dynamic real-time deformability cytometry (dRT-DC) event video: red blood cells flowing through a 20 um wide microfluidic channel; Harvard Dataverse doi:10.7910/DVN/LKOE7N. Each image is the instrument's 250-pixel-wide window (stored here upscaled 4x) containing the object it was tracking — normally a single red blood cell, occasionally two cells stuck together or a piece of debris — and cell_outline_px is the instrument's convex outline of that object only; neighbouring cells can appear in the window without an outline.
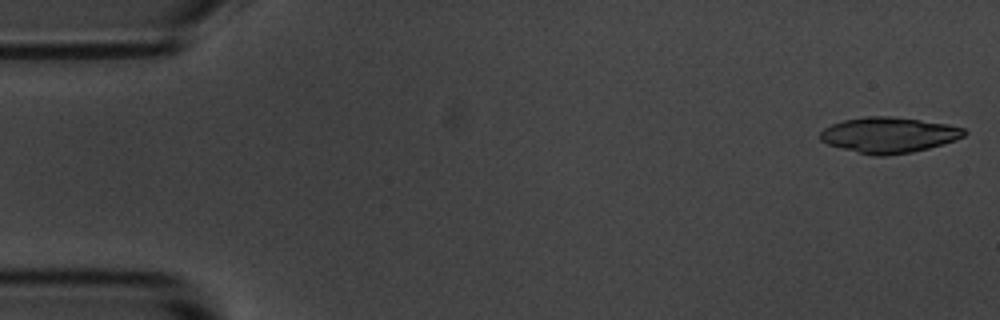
{"species": "common noctule bat (a hibernating species)", "species_latin": "Nyctalus noctula", "temperature_condition": "room temperature", "stored_images_in_passage": 54, "camera_frame_rate_fps": 3000, "um_per_image_px": 0.085, "animal": {"sex": "male", "body_mass_g": 20.1, "forearm_length_mm": 53.5}, "frame": {"image": 1, "passage_image": 1, "time_ms": 0.0, "image_size_px": [1000, 320], "cell_outline_px": [[968, 132], [964, 136], [956, 140], [928, 148], [912, 152], [884, 156], [876, 156], [828, 144], [820, 140], [820, 132], [824, 128], [832, 124], [844, 120], [864, 116], [892, 116], [948, 124], [964, 128]], "centroid_in_image_um": [75.57, 11.46], "position_along_channel_um": 9.4, "area_um2": 29.71}}